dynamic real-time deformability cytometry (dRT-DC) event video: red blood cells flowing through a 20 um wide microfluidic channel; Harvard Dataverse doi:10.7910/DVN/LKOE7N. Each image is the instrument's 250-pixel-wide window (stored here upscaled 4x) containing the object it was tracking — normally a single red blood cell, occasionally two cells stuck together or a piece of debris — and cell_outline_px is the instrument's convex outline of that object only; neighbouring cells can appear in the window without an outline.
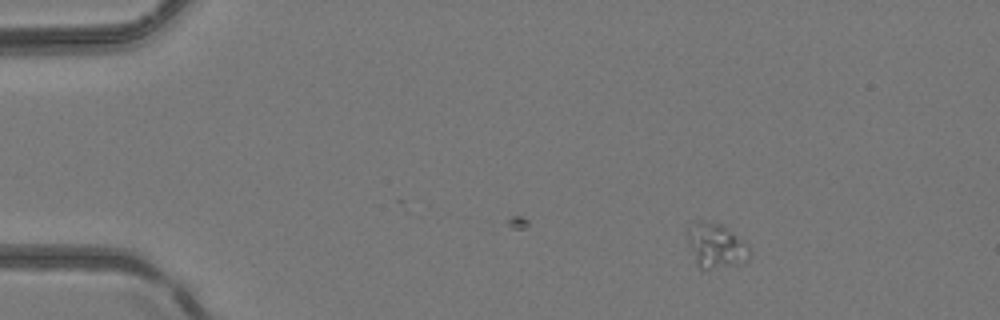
{"species": "common noctule bat (a hibernating species)", "species_latin": "Nyctalus noctula", "temperature_condition": "room temperature", "stored_images_in_passage": 33, "camera_frame_rate_fps": 3000, "um_per_image_px": 0.085, "animal": {"sex": "female", "body_mass_g": 24.6, "forearm_length_mm": 56.2}, "frame": {"image": 1, "passage_image": 1, "time_ms": 0.0, "image_size_px": [1000, 320], "cell_outline_px": [[748, 260], [744, 264], [708, 268], [700, 268], [696, 264], [688, 244], [688, 228], [696, 220], [700, 220], [720, 224], [732, 232], [748, 244]], "centroid_in_image_um": [60.84, 20.88], "position_along_channel_um": 24.2, "area_um2": 15.95}}
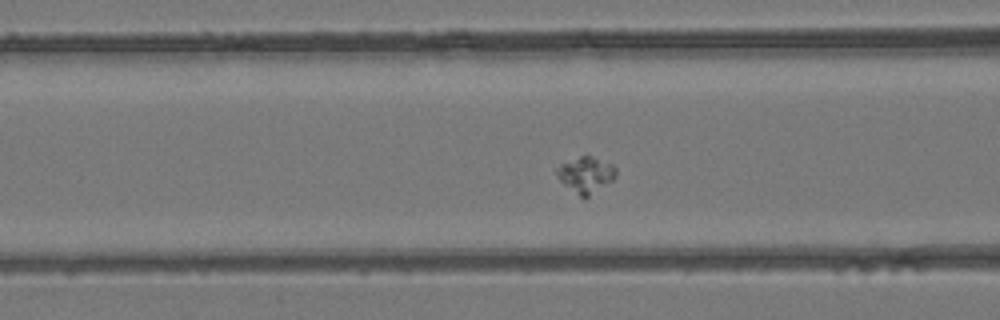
{"frame": {"image": 2, "passage_image": 14, "time_ms": 4.333, "image_size_px": [1000, 320], "cell_outline_px": [[616, 176], [612, 180], [584, 200], [564, 184], [556, 176], [556, 168], [560, 164], [580, 156], [588, 156], [612, 164], [616, 168]], "centroid_in_image_um": [49.78, 14.88], "position_along_channel_um": 116.8, "area_um2": 12.25}}
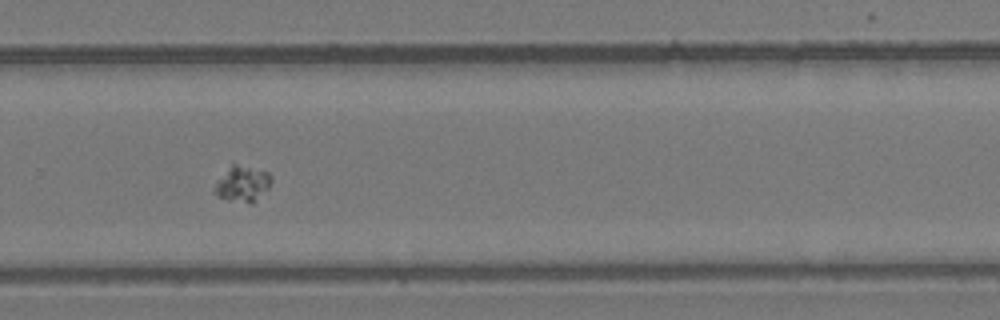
{"frame": {"image": 3, "passage_image": 28, "time_ms": 9.0, "image_size_px": [1000, 320], "cell_outline_px": [[272, 180], [268, 188], [252, 204], [248, 204], [228, 200], [216, 196], [212, 192], [212, 188], [232, 164], [236, 164], [268, 172], [272, 176]], "centroid_in_image_um": [20.6, 15.66], "position_along_channel_um": 309.2, "area_um2": 11.79}}